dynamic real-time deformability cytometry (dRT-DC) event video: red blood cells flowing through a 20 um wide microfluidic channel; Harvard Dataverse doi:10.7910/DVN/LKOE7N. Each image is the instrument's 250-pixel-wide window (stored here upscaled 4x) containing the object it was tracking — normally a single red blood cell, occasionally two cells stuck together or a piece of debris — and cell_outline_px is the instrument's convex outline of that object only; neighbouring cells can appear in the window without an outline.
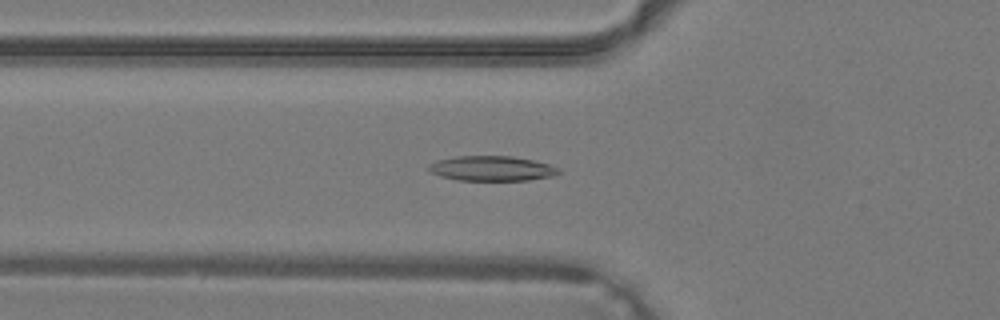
{"species": "common noctule bat (a hibernating species)", "species_latin": "Nyctalus noctula", "temperature_condition": "warm", "stored_images_in_passage": 35, "camera_frame_rate_fps": 3000, "um_per_image_px": 0.085, "animal": {"sex": "male", "body_mass_g": 19.2, "forearm_length_mm": 51.8}, "frame": {"image": 1, "passage_image": 10, "time_ms": 3.0, "image_size_px": [1000, 320], "cell_outline_px": [[560, 172], [552, 176], [528, 180], [456, 180], [440, 176], [432, 172], [428, 168], [428, 164], [436, 160], [456, 156], [512, 156], [532, 160], [548, 164], [560, 168]], "centroid_in_image_um": [41.78, 14.31], "position_along_channel_um": 84.0, "area_um2": 18.84}}
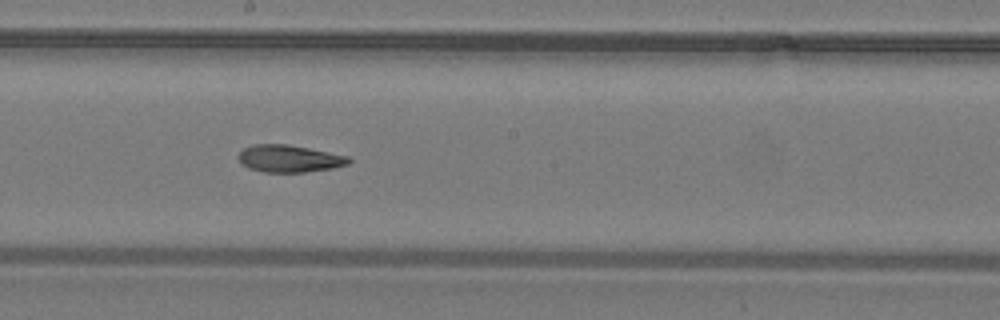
{"frame": {"image": 2, "passage_image": 18, "time_ms": 5.667, "image_size_px": [1000, 320], "cell_outline_px": [[352, 160], [348, 164], [332, 168], [304, 172], [264, 172], [248, 168], [240, 164], [240, 152], [244, 148], [256, 144], [288, 144], [348, 156]], "centroid_in_image_um": [24.59, 13.48], "position_along_channel_um": 223.6, "area_um2": 17.34}}
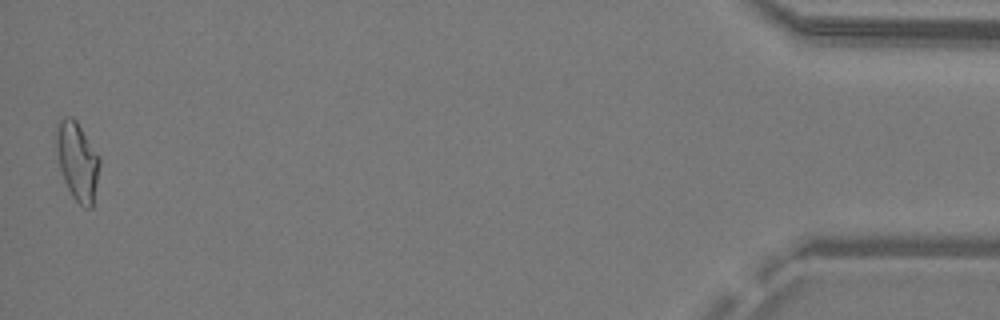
{"frame": {"image": 3, "passage_image": 35, "time_ms": 11.333, "image_size_px": [1000, 320], "cell_outline_px": [[100, 164], [92, 208], [84, 208], [72, 196], [64, 180], [60, 168], [52, 136], [60, 120], [64, 116], [72, 116], [76, 120], [100, 156]], "centroid_in_image_um": [6.54, 13.64], "position_along_channel_um": 428.7, "area_um2": 20.11}}